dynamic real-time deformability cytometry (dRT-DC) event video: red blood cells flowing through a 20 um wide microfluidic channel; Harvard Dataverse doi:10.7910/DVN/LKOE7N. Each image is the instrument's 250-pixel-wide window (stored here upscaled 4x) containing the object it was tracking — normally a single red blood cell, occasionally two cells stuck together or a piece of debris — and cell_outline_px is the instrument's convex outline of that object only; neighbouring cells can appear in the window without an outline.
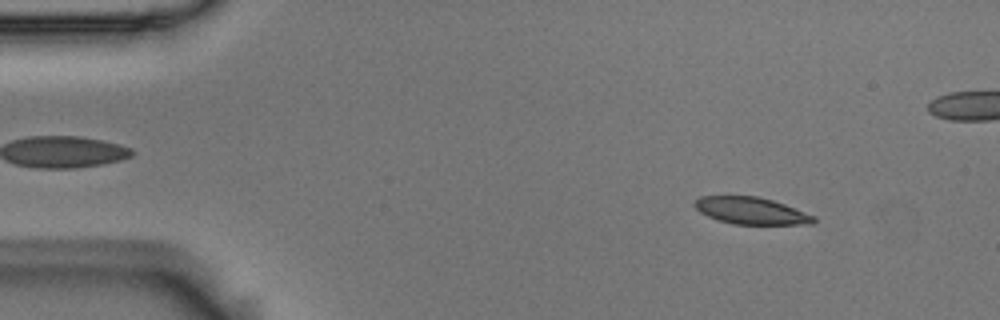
{"species": "Egyptian fruit bat (a non-hibernating species)", "species_latin": "Rousettus aegyptiacus", "temperature_condition": "room temperature", "stored_images_in_passage": 20, "camera_frame_rate_fps": 3000, "um_per_image_px": 0.085, "animal": {"sex": "male"}, "frame": {"image": 1, "passage_image": 6, "time_ms": 1.667, "image_size_px": [1000, 320], "cell_outline_px": [[816, 220], [812, 224], [732, 224], [708, 216], [700, 212], [692, 204], [692, 200], [700, 196], [756, 196], [772, 200], [784, 204], [816, 216]], "centroid_in_image_um": [63.82, 17.91], "position_along_channel_um": 21.2, "area_um2": 18.73}}
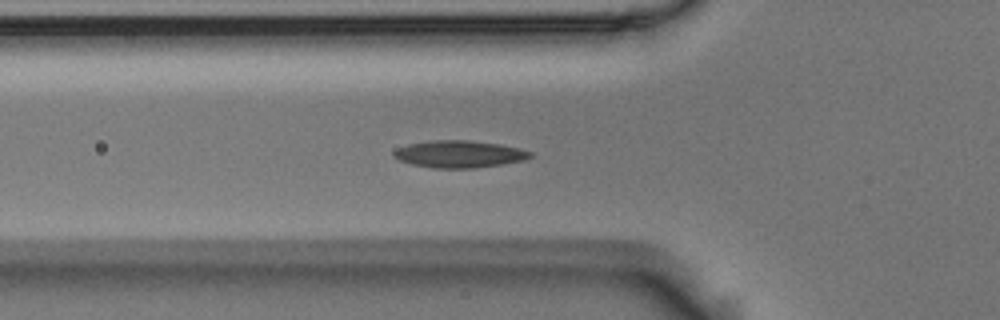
{"frame": {"image": 2, "passage_image": 18, "time_ms": 5.667, "image_size_px": [1000, 320], "cell_outline_px": [[532, 156], [524, 160], [500, 164], [472, 168], [432, 168], [412, 164], [400, 160], [392, 156], [392, 152], [408, 144], [432, 140], [468, 140], [500, 144], [520, 148], [532, 152]], "centroid_in_image_um": [39.03, 13.09], "position_along_channel_um": 86.8, "area_um2": 21.44}}